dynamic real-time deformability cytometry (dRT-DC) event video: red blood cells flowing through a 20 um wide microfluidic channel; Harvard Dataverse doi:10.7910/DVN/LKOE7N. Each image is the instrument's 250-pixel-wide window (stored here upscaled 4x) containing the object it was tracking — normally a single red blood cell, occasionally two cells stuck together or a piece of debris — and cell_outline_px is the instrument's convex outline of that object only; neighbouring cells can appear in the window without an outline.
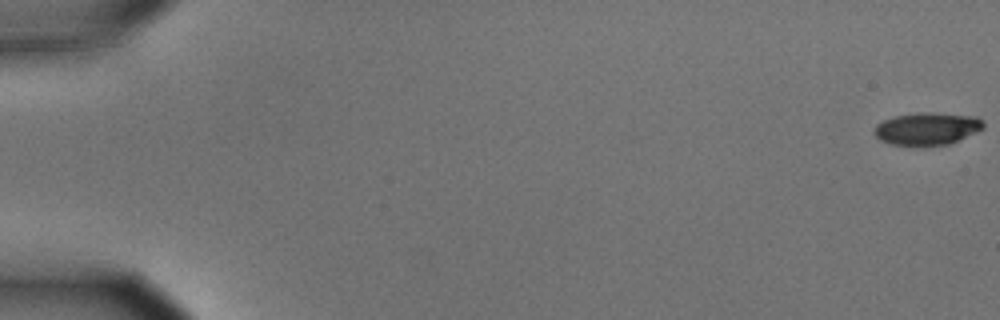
{"species": "common noctule bat (a hibernating species)", "species_latin": "Nyctalus noctula", "temperature_condition": "cold", "stored_images_in_passage": 58, "camera_frame_rate_fps": 3000, "um_per_image_px": 0.085, "animal": {"sex": "male", "body_mass_g": 15.6}, "frame": {"image": 1, "passage_image": 1, "time_ms": 0.0, "image_size_px": [1000, 320], "cell_outline_px": [[984, 128], [948, 144], [892, 144], [880, 140], [872, 132], [872, 128], [876, 124], [884, 120], [896, 116], [916, 112], [932, 112], [976, 116], [984, 120]], "centroid_in_image_um": [78.79, 10.9], "position_along_channel_um": 6.2, "area_um2": 20.4}}
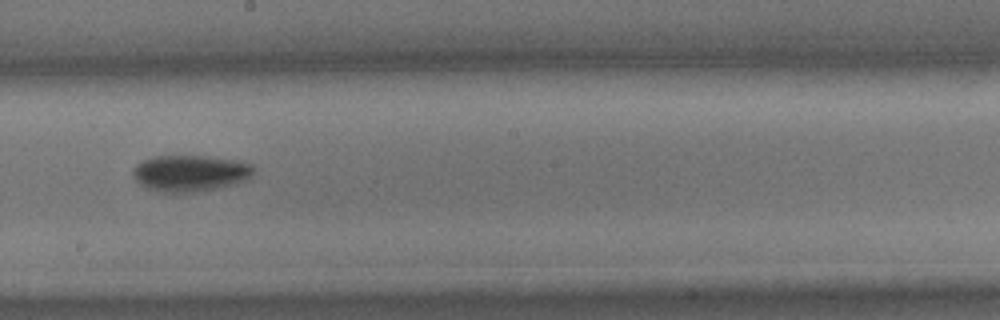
{"frame": {"image": 2, "passage_image": 34, "time_ms": 11.0, "image_size_px": [1000, 320], "cell_outline_px": [[252, 172], [244, 180], [232, 184], [216, 188], [196, 192], [156, 192], [140, 184], [136, 180], [132, 172], [136, 164], [144, 160], [156, 156], [204, 156], [232, 160], [252, 164]], "centroid_in_image_um": [16.09, 14.73], "position_along_channel_um": 232.1, "area_um2": 25.09}}
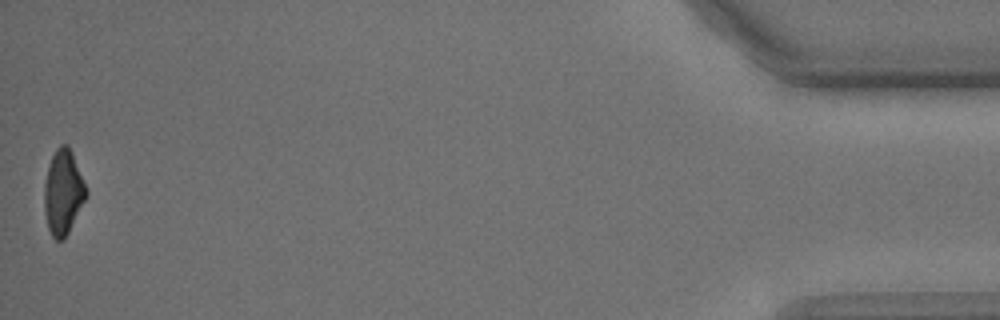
{"frame": {"image": 3, "passage_image": 58, "time_ms": 19.0, "image_size_px": [1000, 320], "cell_outline_px": [[88, 196], [64, 240], [56, 240], [52, 236], [48, 228], [44, 212], [44, 184], [48, 168], [52, 156], [56, 148], [60, 144], [68, 144], [72, 152], [88, 192]], "centroid_in_image_um": [5.37, 16.35], "position_along_channel_um": 429.8, "area_um2": 20.75}, "authors_computed_cell_mechanics": {"area_um2": 22.3975, "velocity_mm_per_s": 3.5492, "shape_relaxation_time_tau1_ms": 2.6343, "shape_relaxation_time_tau2_ms": null, "deformation_change_tau1": 0.1294, "deformation_change_tau2": null}}